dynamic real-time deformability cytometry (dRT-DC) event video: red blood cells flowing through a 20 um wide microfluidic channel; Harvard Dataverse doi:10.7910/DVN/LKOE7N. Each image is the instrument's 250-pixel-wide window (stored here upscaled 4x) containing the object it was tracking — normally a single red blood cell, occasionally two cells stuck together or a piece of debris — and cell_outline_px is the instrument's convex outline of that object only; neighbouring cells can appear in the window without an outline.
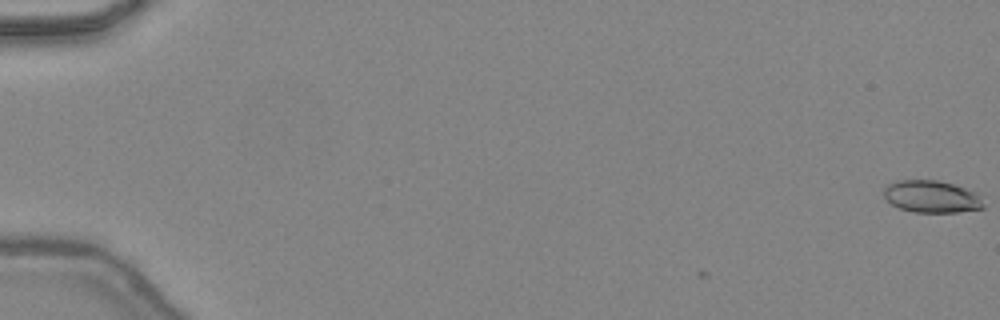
{"species": "common noctule bat (a hibernating species)", "species_latin": "Nyctalus noctula", "temperature_condition": "warm", "stored_images_in_passage": 7, "camera_frame_rate_fps": 3000, "um_per_image_px": 0.085, "animal": {"sex": "female", "body_mass_g": 24.6, "forearm_length_mm": 56.2}, "frame": {"image": 1, "passage_image": 1, "time_ms": 0.0, "image_size_px": [1000, 320], "cell_outline_px": [[984, 208], [960, 212], [912, 212], [900, 208], [892, 204], [884, 196], [884, 188], [888, 184], [896, 180], [940, 180], [976, 192], [984, 204]], "centroid_in_image_um": [79.18, 16.71], "position_along_channel_um": 5.8, "area_um2": 18.67}}